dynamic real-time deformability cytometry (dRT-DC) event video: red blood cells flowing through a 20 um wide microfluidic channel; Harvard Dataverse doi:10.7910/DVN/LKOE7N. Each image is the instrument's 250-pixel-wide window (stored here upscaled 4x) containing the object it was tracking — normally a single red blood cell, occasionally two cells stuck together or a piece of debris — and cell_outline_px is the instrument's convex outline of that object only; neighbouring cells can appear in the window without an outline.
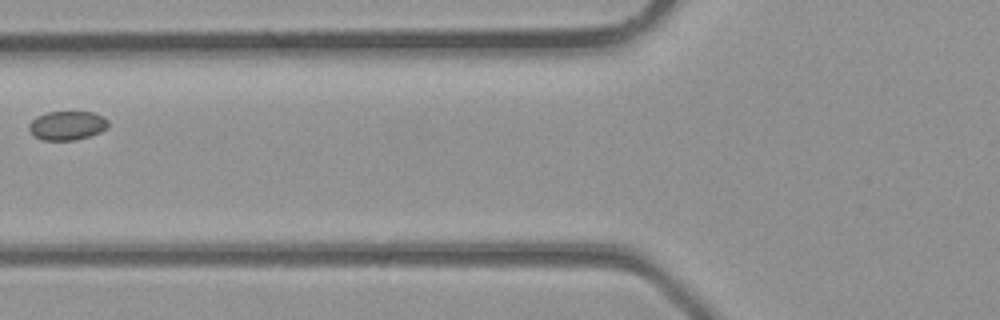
{"species": "common noctule bat (a hibernating species)", "species_latin": "Nyctalus noctula", "temperature_condition": "room temperature", "stored_images_in_passage": 4, "camera_frame_rate_fps": 3000, "um_per_image_px": 0.085, "animal": {"sex": "male", "body_mass_g": 23.1, "forearm_length_mm": 52.7}, "frame": {"image": 1, "passage_image": 4, "time_ms": 1.0, "image_size_px": [1000, 320], "cell_outline_px": [[108, 128], [100, 132], [76, 140], [44, 140], [32, 136], [28, 128], [28, 124], [36, 116], [48, 112], [92, 112], [104, 116], [108, 120]], "centroid_in_image_um": [5.69, 10.67], "position_along_channel_um": 120.1, "area_um2": 13.53}}